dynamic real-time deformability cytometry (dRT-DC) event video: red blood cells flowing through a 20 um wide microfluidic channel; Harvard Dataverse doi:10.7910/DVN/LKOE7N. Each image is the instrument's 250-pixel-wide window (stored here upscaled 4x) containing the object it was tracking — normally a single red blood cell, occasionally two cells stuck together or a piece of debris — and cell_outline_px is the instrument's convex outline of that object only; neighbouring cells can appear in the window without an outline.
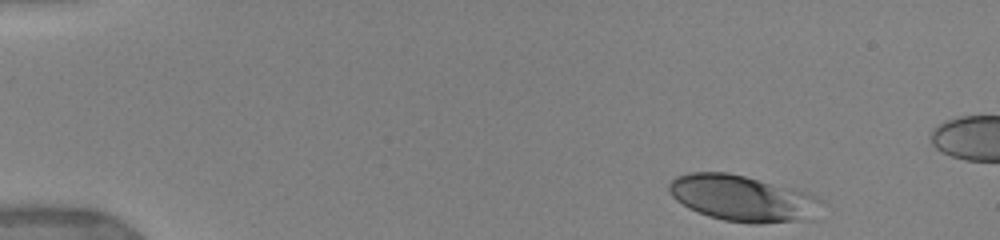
{"species": "human", "species_latin": "Homo sapiens", "temperature_condition": "warm", "stored_images_in_passage": 54, "camera_frame_rate_fps": 3000, "um_per_image_px": 0.085, "donor": {"sex": "female"}, "frame": {"image": 1, "passage_image": 1, "time_ms": 0.0, "image_size_px": [1000, 240], "cell_outline_px": [[824, 200], [816, 220], [760, 224], [752, 224], [724, 220], [708, 216], [688, 208], [676, 200], [668, 192], [668, 184], [676, 176], [688, 172], [728, 172], [796, 188], [812, 192], [820, 196]], "centroid_in_image_um": [63.23, 16.87], "position_along_channel_um": 21.8, "area_um2": 42.14}, "authors_computed_cell_mechanics": {"area_um2": 39.6219, "velocity_mm_per_s": 3.8749, "shape_relaxation_time_tau1_ms": 3.0179, "shape_relaxation_time_tau2_ms": null, "deformation_change_tau1": 0.1602, "deformation_change_tau2": null}}